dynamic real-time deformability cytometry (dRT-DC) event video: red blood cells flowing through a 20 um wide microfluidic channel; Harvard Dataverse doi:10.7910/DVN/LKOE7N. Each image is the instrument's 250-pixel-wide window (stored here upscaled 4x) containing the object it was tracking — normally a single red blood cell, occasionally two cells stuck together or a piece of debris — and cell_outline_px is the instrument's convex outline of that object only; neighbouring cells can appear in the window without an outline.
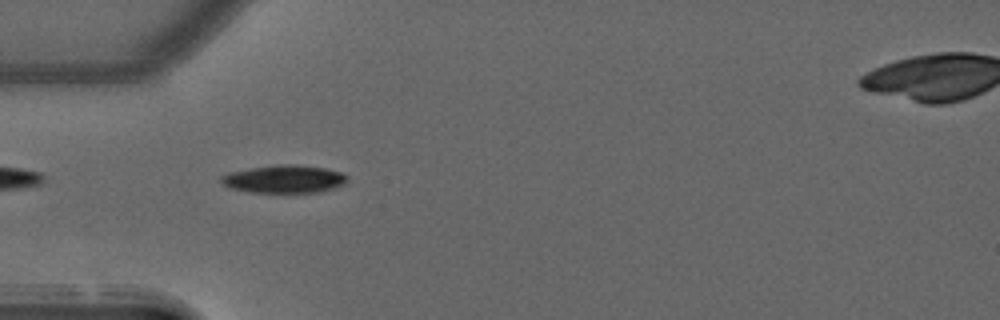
{"species": "common noctule bat (a hibernating species)", "species_latin": "Nyctalus noctula", "temperature_condition": "warm", "stored_images_in_passage": 38, "camera_frame_rate_fps": 3000, "um_per_image_px": 0.085, "animal": {"sex": "male", "forearm_length_mm": 52.5}, "frame": {"image": 1, "passage_image": 3, "time_ms": 0.667, "image_size_px": [1000, 320], "cell_outline_px": [[348, 180], [344, 184], [336, 188], [320, 192], [248, 192], [228, 188], [220, 184], [220, 176], [228, 172], [252, 168], [284, 164], [296, 164], [324, 168], [340, 172], [348, 176]], "centroid_in_image_um": [24.13, 15.23], "position_along_channel_um": 60.9, "area_um2": 20.63}}
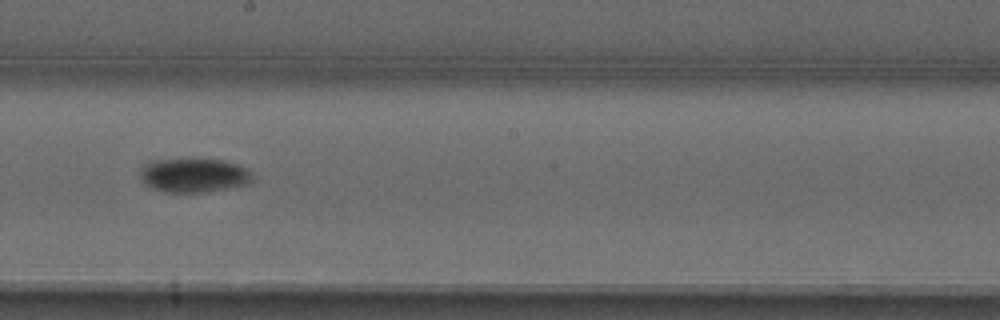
{"frame": {"image": 2, "passage_image": 16, "time_ms": 5.0, "image_size_px": [1000, 320], "cell_outline_px": [[256, 176], [248, 184], [200, 192], [164, 192], [152, 188], [144, 184], [140, 180], [140, 168], [144, 164], [156, 160], [224, 160], [248, 168]], "centroid_in_image_um": [16.48, 14.9], "position_along_channel_um": 231.7, "area_um2": 22.2}}
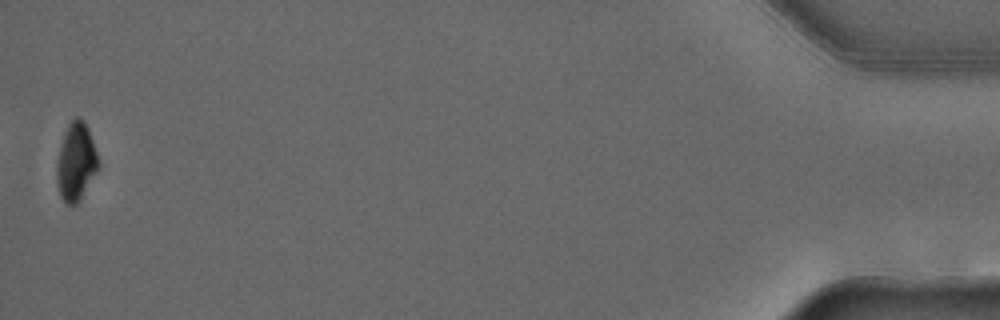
{"frame": {"image": 3, "passage_image": 38, "time_ms": 12.333, "image_size_px": [1000, 320], "cell_outline_px": [[100, 164], [96, 172], [80, 200], [76, 204], [64, 204], [60, 196], [56, 184], [56, 164], [60, 144], [64, 132], [68, 124], [76, 116], [80, 116], [84, 120], [88, 128]], "centroid_in_image_um": [6.43, 13.75], "position_along_channel_um": 428.8, "area_um2": 19.07}, "authors_computed_cell_mechanics": {"area_um2": 21.4727, "velocity_mm_per_s": 3.9996, "shape_relaxation_time_tau1_ms": 10.7868, "shape_relaxation_time_tau2_ms": 6.9052, "deformation_change_tau1": 0.2558, "deformation_change_tau2": 0.0543}}